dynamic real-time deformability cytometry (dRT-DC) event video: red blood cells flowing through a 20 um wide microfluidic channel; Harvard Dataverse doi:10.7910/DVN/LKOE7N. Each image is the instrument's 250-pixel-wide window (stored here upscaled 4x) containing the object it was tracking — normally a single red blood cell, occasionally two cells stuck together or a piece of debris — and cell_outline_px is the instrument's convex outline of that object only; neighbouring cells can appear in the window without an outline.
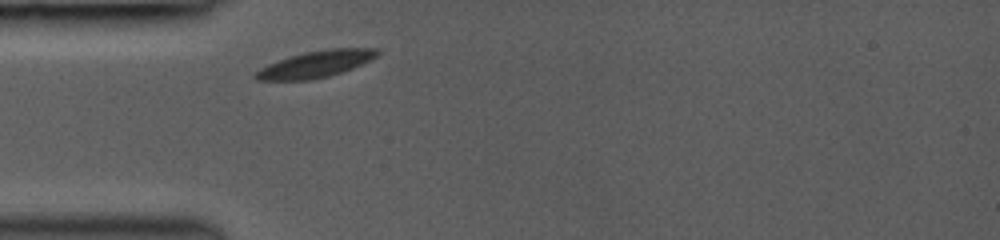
{"species": "common noctule bat (a hibernating species)", "species_latin": "Nyctalus noctula", "temperature_condition": "room temperature", "stored_images_in_passage": 1, "camera_frame_rate_fps": 3000, "um_per_image_px": 0.085, "animal": {"sex": "female", "body_mass_g": 19.0, "forearm_length_mm": 53.3}, "frame": {"image": 1, "passage_image": 1, "time_ms": 0.0, "image_size_px": [1000, 240], "cell_outline_px": [[380, 52], [376, 56], [352, 68], [328, 76], [312, 80], [256, 80], [252, 76], [252, 72], [268, 64], [304, 52], [328, 48], [380, 48]], "centroid_in_image_um": [26.79, 5.45], "position_along_channel_um": 58.2, "area_um2": 18.79}}